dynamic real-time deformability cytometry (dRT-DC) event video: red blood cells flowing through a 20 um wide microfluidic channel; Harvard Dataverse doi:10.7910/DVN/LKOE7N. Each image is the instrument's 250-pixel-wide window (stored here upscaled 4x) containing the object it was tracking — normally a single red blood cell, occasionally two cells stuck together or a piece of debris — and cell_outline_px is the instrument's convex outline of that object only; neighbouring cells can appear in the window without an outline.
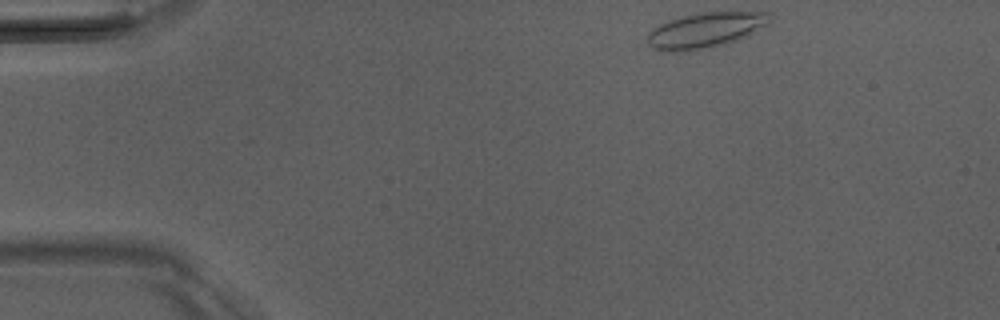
{"species": "Egyptian fruit bat (a non-hibernating species)", "species_latin": "Rousettus aegyptiacus", "temperature_condition": "room temperature", "stored_images_in_passage": 41, "camera_frame_rate_fps": 3000, "um_per_image_px": 0.085, "animal": {"sex": "male"}, "frame": {"image": 1, "passage_image": 1, "time_ms": 0.0, "image_size_px": [1000, 320], "cell_outline_px": [[768, 24], [740, 40], [724, 44], [688, 52], [664, 52], [652, 48], [648, 44], [648, 32], [660, 24], [684, 16], [700, 12], [768, 12]], "centroid_in_image_um": [59.93, 2.59], "position_along_channel_um": 25.1, "area_um2": 25.09}}
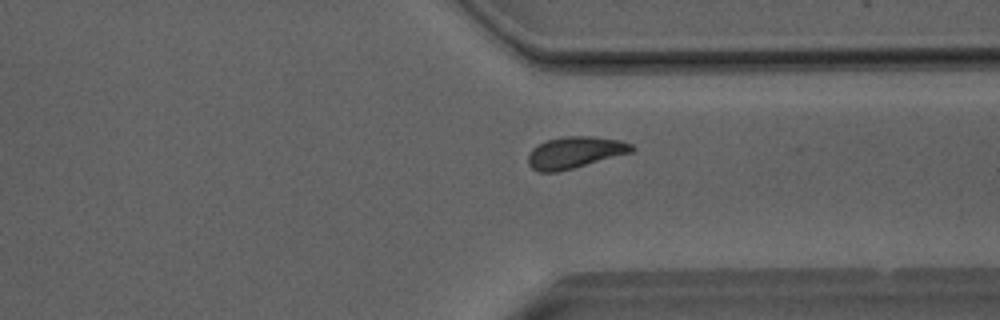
{"frame": {"image": 2, "passage_image": 32, "time_ms": 10.333, "image_size_px": [1000, 320], "cell_outline_px": [[636, 148], [632, 152], [572, 168], [556, 172], [540, 172], [532, 168], [528, 164], [528, 156], [532, 148], [548, 140], [564, 136], [596, 136], [620, 140], [632, 144]], "centroid_in_image_um": [48.88, 12.95], "position_along_channel_um": 362.5, "area_um2": 18.96}}
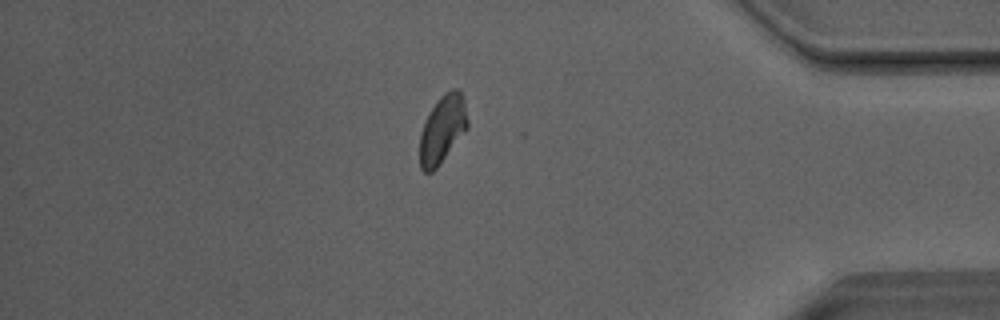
{"frame": {"image": 3, "passage_image": 37, "time_ms": 12.0, "image_size_px": [1000, 320], "cell_outline_px": [[468, 128], [436, 168], [432, 172], [424, 172], [420, 168], [420, 132], [424, 120], [428, 112], [436, 100], [444, 92], [452, 88], [456, 88], [460, 92], [464, 100], [468, 120]], "centroid_in_image_um": [37.59, 10.95], "position_along_channel_um": 397.6, "area_um2": 19.02}}